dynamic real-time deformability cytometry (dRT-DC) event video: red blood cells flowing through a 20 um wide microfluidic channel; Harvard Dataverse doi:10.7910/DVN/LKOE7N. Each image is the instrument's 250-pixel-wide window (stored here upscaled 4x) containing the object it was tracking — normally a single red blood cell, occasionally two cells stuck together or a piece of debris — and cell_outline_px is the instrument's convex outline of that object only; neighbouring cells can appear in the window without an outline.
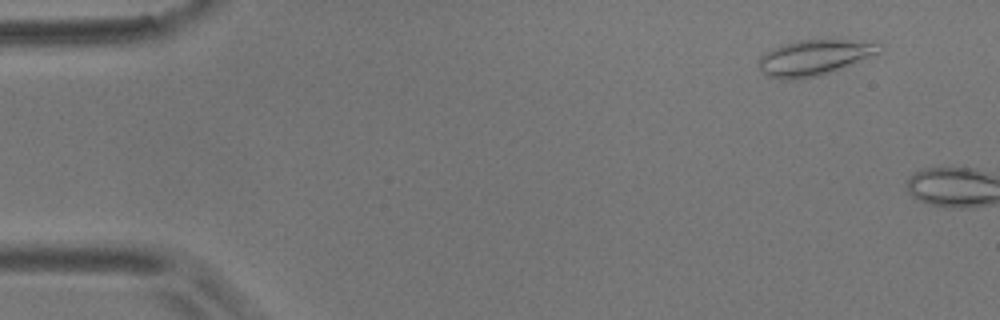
{"species": "common noctule bat (a hibernating species)", "species_latin": "Nyctalus noctula", "temperature_condition": "room temperature", "stored_images_in_passage": 6, "camera_frame_rate_fps": 3000, "um_per_image_px": 0.085, "animal": {"sex": "male", "body_mass_g": 17.9}, "frame": {"image": 1, "passage_image": 6, "time_ms": 1.667, "image_size_px": [1000, 320], "cell_outline_px": [[880, 52], [820, 76], [788, 80], [768, 76], [760, 68], [760, 56], [772, 48], [780, 44], [800, 40], [844, 40], [880, 44]], "centroid_in_image_um": [69.14, 4.89], "position_along_channel_um": 15.9, "area_um2": 24.33}}